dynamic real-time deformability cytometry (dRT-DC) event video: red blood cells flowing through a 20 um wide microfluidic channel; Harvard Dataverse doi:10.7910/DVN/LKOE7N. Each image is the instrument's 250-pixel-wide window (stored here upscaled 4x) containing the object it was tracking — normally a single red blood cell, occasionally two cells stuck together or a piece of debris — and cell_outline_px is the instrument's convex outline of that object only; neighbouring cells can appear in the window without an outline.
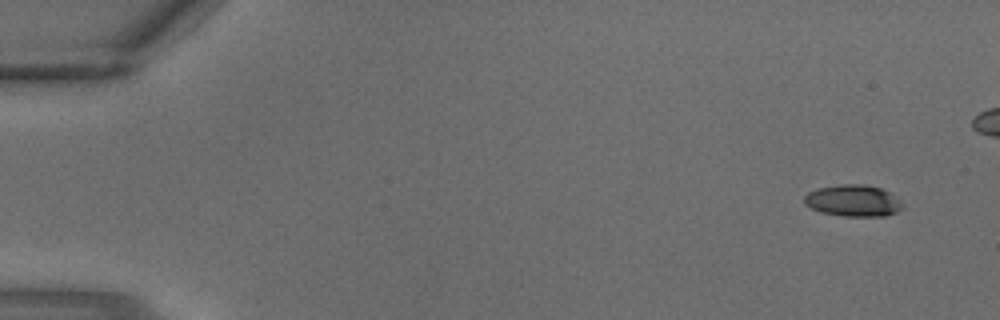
{"species": "common noctule bat (a hibernating species)", "species_latin": "Nyctalus noctula", "temperature_condition": "warm", "stored_images_in_passage": 4, "camera_frame_rate_fps": 3000, "um_per_image_px": 0.085, "animal": {"sex": "male", "body_mass_g": 18.8}, "frame": {"image": 1, "passage_image": 1, "time_ms": 0.0, "image_size_px": [1000, 320], "cell_outline_px": [[904, 208], [896, 212], [884, 216], [844, 216], [820, 212], [804, 204], [804, 196], [808, 192], [820, 188], [840, 184], [864, 184], [880, 188], [888, 192], [900, 200], [904, 204]], "centroid_in_image_um": [72.53, 17.06], "position_along_channel_um": 12.5, "area_um2": 18.09}}
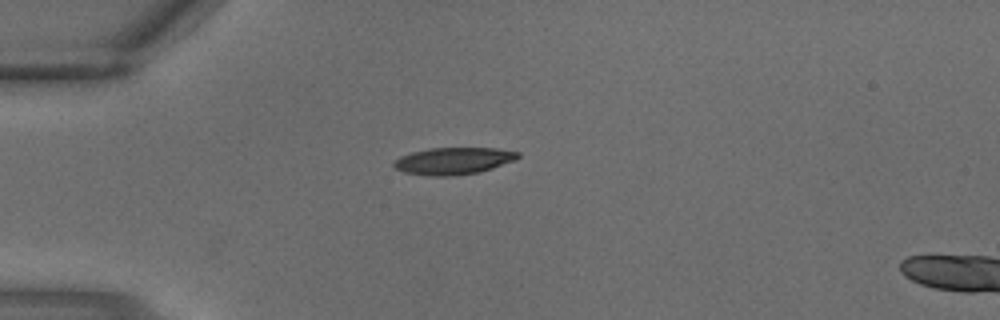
{"frame": {"image": 2, "passage_image": 4, "time_ms": 1.0, "image_size_px": [1000, 320], "cell_outline_px": [[520, 156], [516, 160], [480, 172], [452, 176], [428, 176], [404, 172], [396, 168], [392, 164], [400, 156], [412, 152], [432, 148], [496, 148], [520, 152]], "centroid_in_image_um": [38.57, 13.68], "position_along_channel_um": 46.4, "area_um2": 19.54}}